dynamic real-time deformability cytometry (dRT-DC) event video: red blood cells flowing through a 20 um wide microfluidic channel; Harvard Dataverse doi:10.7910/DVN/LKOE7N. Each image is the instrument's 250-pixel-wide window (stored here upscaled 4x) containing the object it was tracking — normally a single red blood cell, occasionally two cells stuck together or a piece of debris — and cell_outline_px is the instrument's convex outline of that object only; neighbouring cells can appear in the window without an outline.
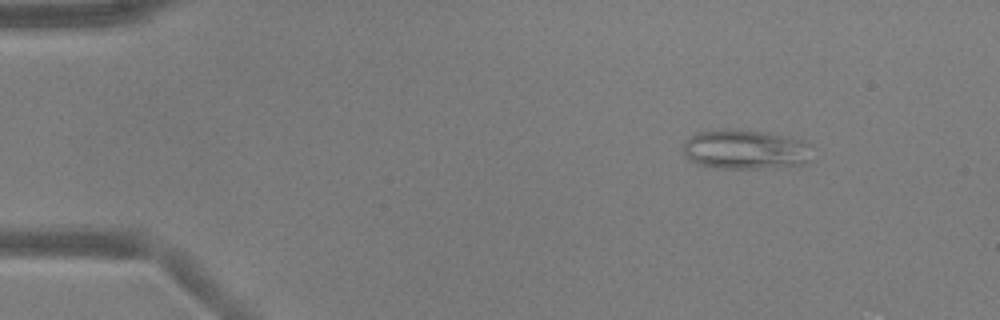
{"species": "common noctule bat (a hibernating species)", "species_latin": "Nyctalus noctula", "temperature_condition": "warm", "stored_images_in_passage": 46, "camera_frame_rate_fps": 3000, "um_per_image_px": 0.085, "animal": {"sex": "male", "body_mass_g": 17.9, "forearm_length_mm": 54.2}, "frame": {"image": 1, "passage_image": 2, "time_ms": 0.333, "image_size_px": [1000, 320], "cell_outline_px": [[812, 160], [804, 164], [756, 168], [716, 168], [696, 164], [684, 152], [684, 140], [696, 132], [760, 132], [784, 136], [800, 140], [812, 144]], "centroid_in_image_um": [63.42, 12.75], "position_along_channel_um": 21.6, "area_um2": 28.84}}
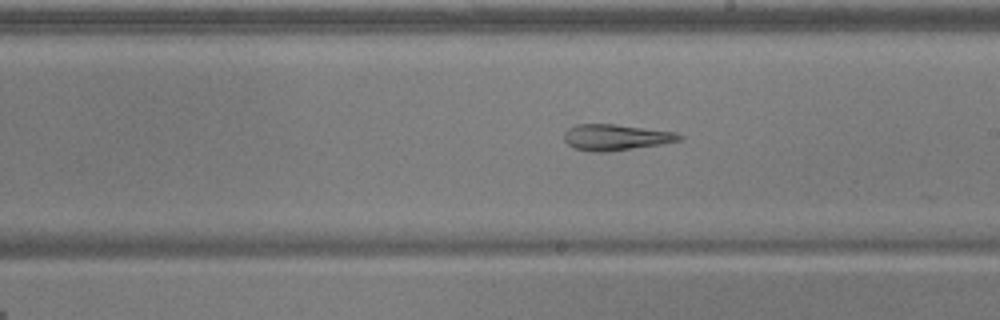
{"frame": {"image": 2, "passage_image": 25, "time_ms": 8.0, "image_size_px": [1000, 320], "cell_outline_px": [[684, 136], [680, 140], [660, 144], [608, 152], [596, 152], [572, 148], [564, 140], [564, 132], [568, 128], [576, 124], [616, 124], [676, 132]], "centroid_in_image_um": [52.32, 11.66], "position_along_channel_um": 236.7, "area_um2": 17.51}}
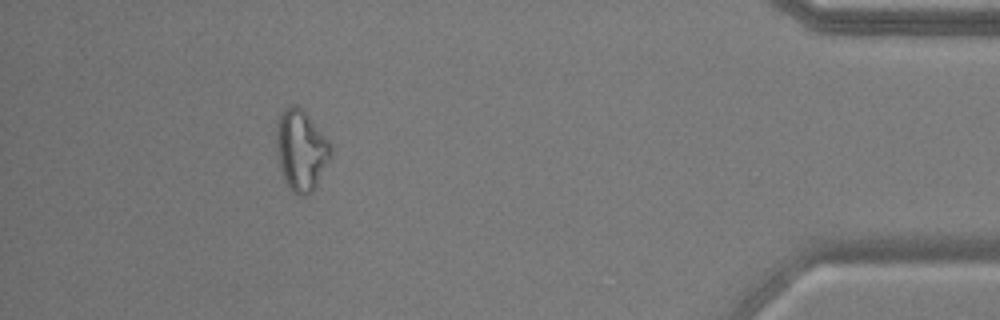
{"frame": {"image": 3, "passage_image": 42, "time_ms": 13.667, "image_size_px": [1000, 320], "cell_outline_px": [[332, 156], [312, 192], [308, 196], [300, 196], [292, 192], [288, 188], [284, 180], [280, 168], [276, 144], [276, 128], [280, 112], [284, 108], [292, 104], [296, 104], [308, 116], [328, 140], [332, 148]], "centroid_in_image_um": [25.58, 12.79], "position_along_channel_um": 409.6, "area_um2": 25.66}, "authors_computed_cell_mechanics": {"area_um2": 22.7732, "velocity_mm_per_s": 3.9352, "shape_relaxation_time_tau1_ms": null, "shape_relaxation_time_tau2_ms": 5.889, "deformation_change_tau1": null, "deformation_change_tau2": 0.1752}}